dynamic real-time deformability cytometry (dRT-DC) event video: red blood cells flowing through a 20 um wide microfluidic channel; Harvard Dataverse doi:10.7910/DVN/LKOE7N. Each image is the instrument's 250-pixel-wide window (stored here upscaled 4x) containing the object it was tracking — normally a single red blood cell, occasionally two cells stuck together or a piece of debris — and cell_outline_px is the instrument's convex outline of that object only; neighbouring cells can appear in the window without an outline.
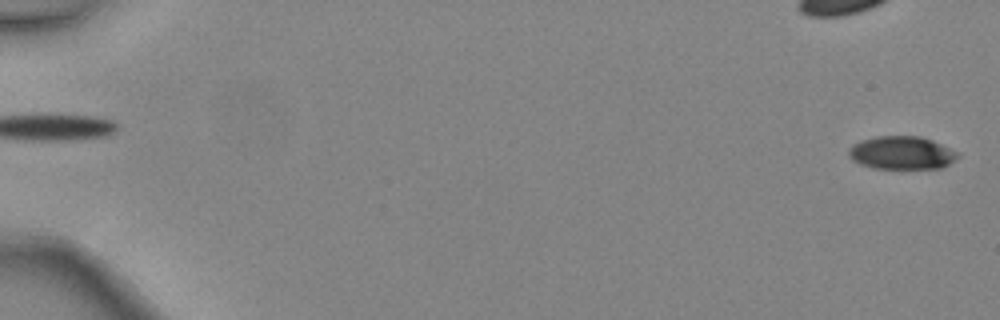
{"species": "common noctule bat (a hibernating species)", "species_latin": "Nyctalus noctula", "temperature_condition": "warm", "stored_images_in_passage": 3, "segment_of_instrument_passage": [2, 2], "camera_frame_rate_fps": 3000, "um_per_image_px": 0.085, "animal": {"sex": "female", "body_mass_g": 24.6, "forearm_length_mm": 56.2}, "frame": {"image": 1, "passage_image": 3, "time_ms": 0.667, "image_size_px": [1000, 320], "cell_outline_px": [[960, 156], [948, 164], [940, 168], [872, 168], [860, 164], [852, 160], [848, 156], [848, 148], [852, 144], [860, 140], [876, 136], [920, 136], [932, 140], [960, 152]], "centroid_in_image_um": [76.62, 12.98], "position_along_channel_um": 8.4, "area_um2": 21.21}}